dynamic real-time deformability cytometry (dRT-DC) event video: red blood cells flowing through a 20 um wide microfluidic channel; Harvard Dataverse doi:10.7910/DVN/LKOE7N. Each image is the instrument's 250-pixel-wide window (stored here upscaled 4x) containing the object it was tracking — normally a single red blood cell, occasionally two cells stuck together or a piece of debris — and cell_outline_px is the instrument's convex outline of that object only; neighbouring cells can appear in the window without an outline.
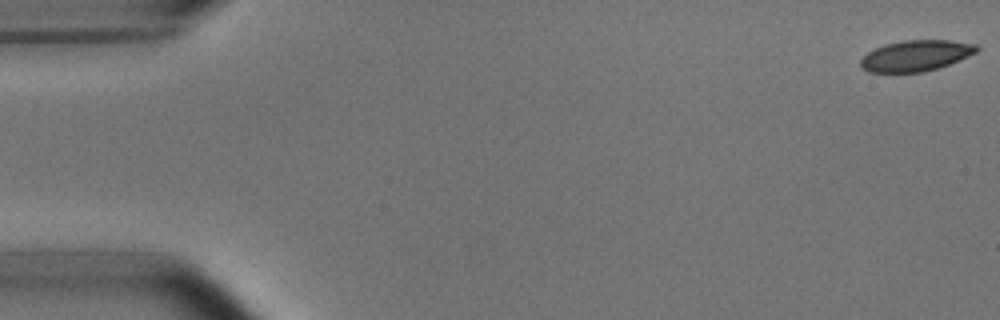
{"species": "common noctule bat (a hibernating species)", "species_latin": "Nyctalus noctula", "temperature_condition": "room temperature", "stored_images_in_passage": 53, "camera_frame_rate_fps": 3000, "um_per_image_px": 0.085, "animal": {"sex": "male", "body_mass_g": 15.6}, "frame": {"image": 1, "passage_image": 1, "time_ms": 0.0, "image_size_px": [1000, 320], "cell_outline_px": [[980, 48], [976, 52], [968, 56], [948, 64], [924, 72], [868, 72], [860, 68], [860, 60], [868, 52], [884, 44], [904, 40], [948, 40], [976, 44]], "centroid_in_image_um": [77.82, 4.73], "position_along_channel_um": 7.2, "area_um2": 20.81}}
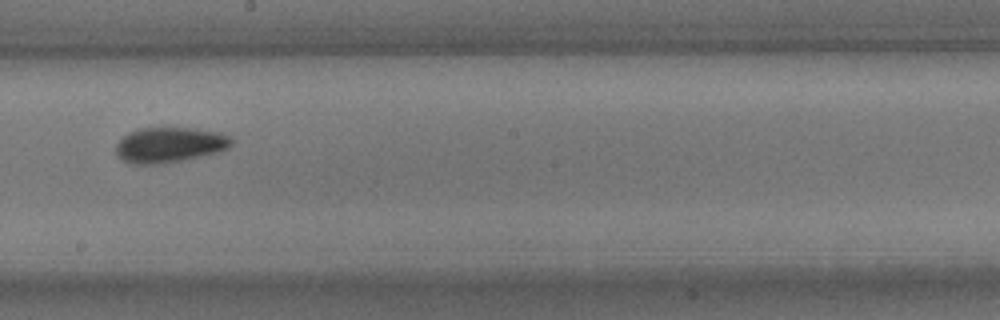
{"frame": {"image": 2, "passage_image": 30, "time_ms": 9.667, "image_size_px": [1000, 320], "cell_outline_px": [[232, 144], [228, 148], [220, 152], [184, 160], [164, 164], [132, 164], [120, 160], [116, 156], [116, 144], [128, 132], [140, 128], [196, 128], [224, 132], [232, 140]], "centroid_in_image_um": [14.42, 12.32], "position_along_channel_um": 233.8, "area_um2": 24.22}}
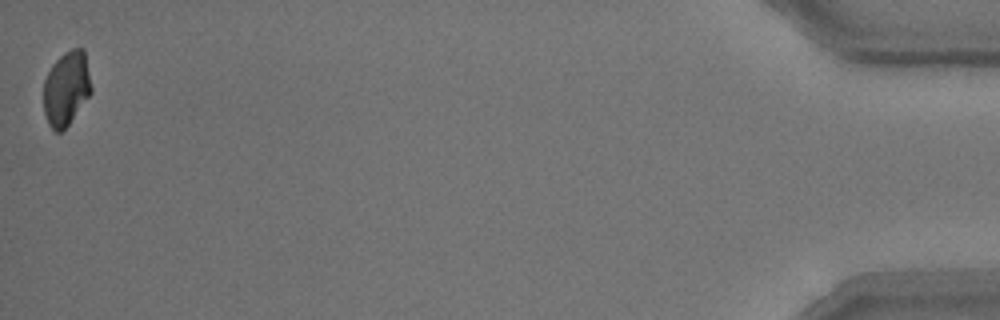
{"frame": {"image": 3, "passage_image": 53, "time_ms": 17.333, "image_size_px": [1000, 320], "cell_outline_px": [[92, 92], [68, 124], [60, 132], [56, 132], [48, 124], [44, 112], [44, 80], [52, 64], [64, 52], [72, 48], [84, 48], [92, 88]], "centroid_in_image_um": [5.64, 7.49], "position_along_channel_um": 429.6, "area_um2": 20.58}, "authors_computed_cell_mechanics": {"area_um2": 22.6576, "velocity_mm_per_s": 3.7599, "shape_relaxation_time_tau1_ms": 2.8557, "shape_relaxation_time_tau2_ms": 1.92, "deformation_change_tau1": 0.1028, "deformation_change_tau2": 0.0502}}